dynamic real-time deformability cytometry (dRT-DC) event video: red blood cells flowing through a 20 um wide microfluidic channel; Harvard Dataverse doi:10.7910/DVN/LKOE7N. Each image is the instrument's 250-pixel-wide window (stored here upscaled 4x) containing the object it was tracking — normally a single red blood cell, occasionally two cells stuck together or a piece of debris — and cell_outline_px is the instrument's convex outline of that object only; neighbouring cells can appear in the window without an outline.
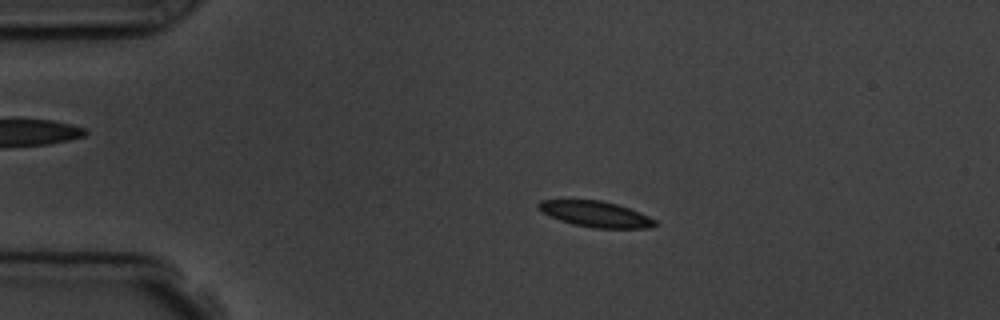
{"species": "common noctule bat (a hibernating species)", "species_latin": "Nyctalus noctula", "temperature_condition": "room temperature", "stored_images_in_passage": 8, "camera_frame_rate_fps": 3000, "um_per_image_px": 0.085, "animal": {"sex": "male", "body_mass_g": 19.5, "forearm_length_mm": 54.6}, "frame": {"image": 1, "passage_image": 4, "time_ms": 3.333, "image_size_px": [1000, 320], "cell_outline_px": [[656, 224], [648, 228], [592, 228], [572, 224], [560, 220], [536, 208], [536, 204], [540, 200], [604, 200], [640, 212], [656, 220]], "centroid_in_image_um": [50.62, 18.19], "position_along_channel_um": 34.4, "area_um2": 17.46}}
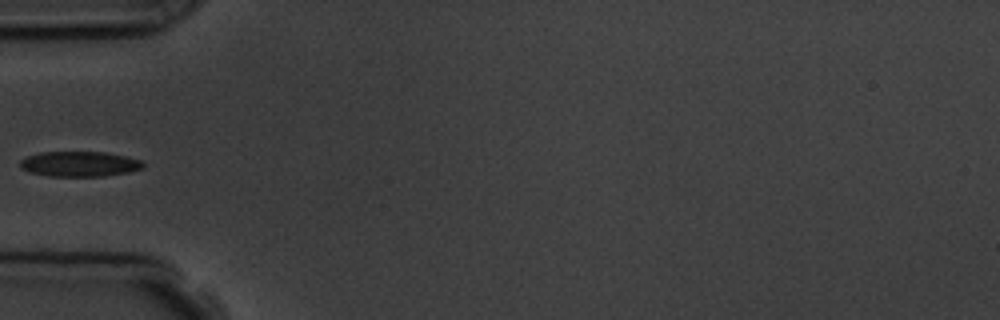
{"frame": {"image": 2, "passage_image": 6, "time_ms": 5.667, "image_size_px": [1000, 320], "cell_outline_px": [[144, 168], [128, 172], [104, 176], [48, 176], [28, 172], [20, 168], [20, 160], [28, 156], [40, 152], [104, 152], [124, 156], [140, 160], [144, 164]], "centroid_in_image_um": [6.73, 13.94], "position_along_channel_um": 78.3, "area_um2": 18.03}}